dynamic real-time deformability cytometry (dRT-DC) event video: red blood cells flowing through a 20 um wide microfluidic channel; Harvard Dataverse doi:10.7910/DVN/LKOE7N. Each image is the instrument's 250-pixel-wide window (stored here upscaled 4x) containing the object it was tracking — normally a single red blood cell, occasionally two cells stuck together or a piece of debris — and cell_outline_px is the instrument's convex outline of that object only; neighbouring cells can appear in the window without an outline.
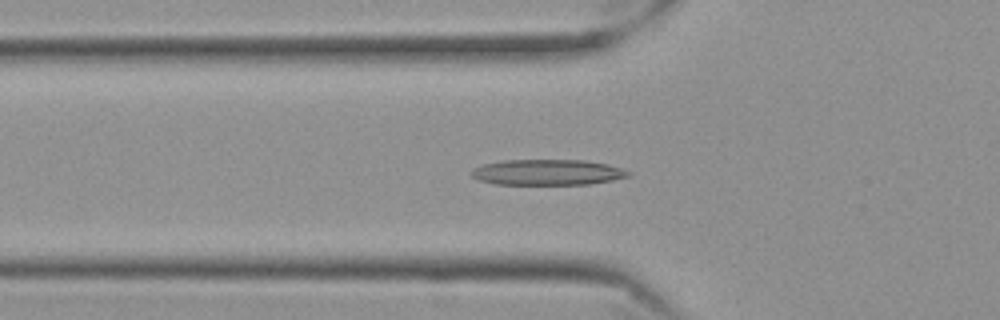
{"species": "Egyptian fruit bat (a non-hibernating species)", "species_latin": "Rousettus aegyptiacus", "temperature_condition": "cold", "stored_images_in_passage": 57, "camera_frame_rate_fps": 3000, "um_per_image_px": 0.085, "frame": {"image": 1, "passage_image": 19, "time_ms": 6.0, "image_size_px": [1000, 320], "cell_outline_px": [[632, 176], [612, 180], [588, 184], [492, 184], [480, 180], [472, 176], [472, 168], [484, 164], [504, 160], [584, 160], [608, 164], [632, 172]], "centroid_in_image_um": [46.56, 14.64], "position_along_channel_um": 79.2, "area_um2": 23.47}}
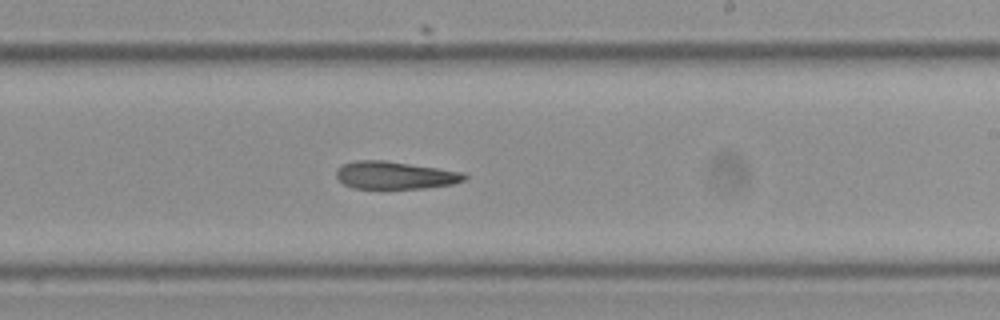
{"frame": {"image": 2, "passage_image": 34, "time_ms": 11.0, "image_size_px": [1000, 320], "cell_outline_px": [[468, 176], [464, 180], [452, 184], [424, 188], [352, 188], [344, 184], [336, 176], [336, 172], [344, 164], [356, 160], [384, 160], [464, 172]], "centroid_in_image_um": [33.59, 14.89], "position_along_channel_um": 255.4, "area_um2": 20.4}}
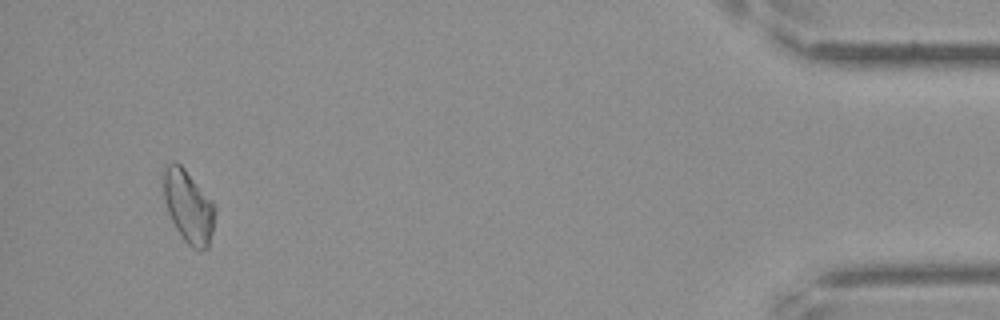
{"frame": {"image": 3, "passage_image": 54, "time_ms": 17.667, "image_size_px": [1000, 320], "cell_outline_px": [[216, 208], [212, 232], [208, 248], [200, 252], [192, 248], [184, 240], [176, 228], [168, 212], [164, 200], [164, 168], [172, 160], [176, 160], [184, 168], [216, 204]], "centroid_in_image_um": [16.04, 17.56], "position_along_channel_um": 419.2, "area_um2": 21.91}, "authors_computed_cell_mechanics": {"area_um2": 21.6172, "velocity_mm_per_s": 3.5085, "shape_relaxation_time_tau1_ms": 11.1785, "shape_relaxation_time_tau2_ms": 10.6323, "deformation_change_tau1": 0.2497, "deformation_change_tau2": 0.232}}